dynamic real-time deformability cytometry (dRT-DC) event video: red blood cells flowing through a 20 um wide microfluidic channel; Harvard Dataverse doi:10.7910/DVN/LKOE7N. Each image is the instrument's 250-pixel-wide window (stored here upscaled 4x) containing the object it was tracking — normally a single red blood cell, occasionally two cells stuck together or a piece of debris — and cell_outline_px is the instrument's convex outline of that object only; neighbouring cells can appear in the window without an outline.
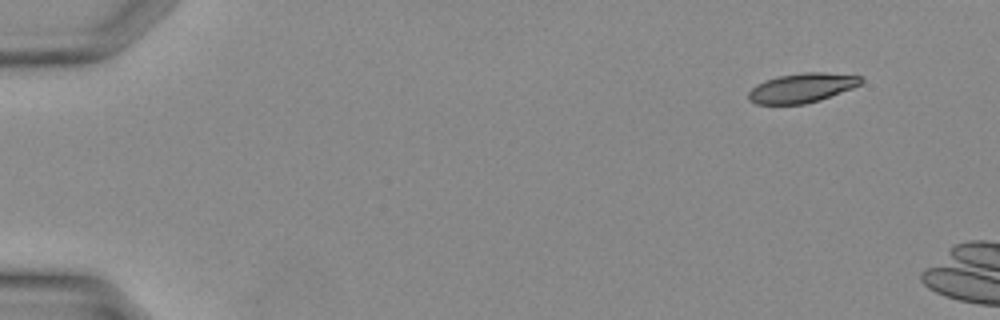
{"species": "Egyptian fruit bat (a non-hibernating species)", "species_latin": "Rousettus aegyptiacus", "temperature_condition": "warm", "stored_images_in_passage": 4, "camera_frame_rate_fps": 3000, "um_per_image_px": 0.085, "animal": {"sex": "female"}, "frame": {"image": 1, "passage_image": 1, "time_ms": 0.0, "image_size_px": [1000, 320], "cell_outline_px": [[864, 80], [860, 84], [852, 88], [820, 100], [804, 104], [756, 104], [748, 100], [748, 92], [756, 84], [764, 80], [776, 76], [804, 72], [824, 72], [860, 76]], "centroid_in_image_um": [68.13, 7.46], "position_along_channel_um": 16.9, "area_um2": 19.36}}